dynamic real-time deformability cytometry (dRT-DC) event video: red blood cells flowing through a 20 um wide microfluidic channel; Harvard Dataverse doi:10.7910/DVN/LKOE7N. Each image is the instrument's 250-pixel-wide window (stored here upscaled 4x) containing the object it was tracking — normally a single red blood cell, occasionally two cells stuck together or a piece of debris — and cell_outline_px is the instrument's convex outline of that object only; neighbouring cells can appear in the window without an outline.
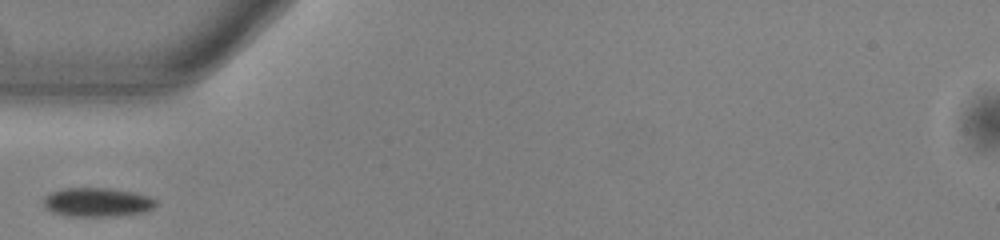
{"species": "common noctule bat (a hibernating species)", "species_latin": "Nyctalus noctula", "temperature_condition": "warm", "stored_images_in_passage": 27, "camera_frame_rate_fps": 3000, "um_per_image_px": 0.085, "animal": {"sex": "male", "body_mass_g": 13.0, "forearm_length_mm": 53.1}, "frame": {"image": 1, "passage_image": 1, "time_ms": 0.0, "image_size_px": [1000, 240], "cell_outline_px": [[156, 204], [152, 208], [144, 212], [112, 216], [68, 216], [52, 212], [44, 204], [44, 196], [52, 192], [64, 188], [108, 188], [132, 192], [148, 196], [156, 200]], "centroid_in_image_um": [8.25, 17.19], "position_along_channel_um": 76.7, "area_um2": 18.73}}
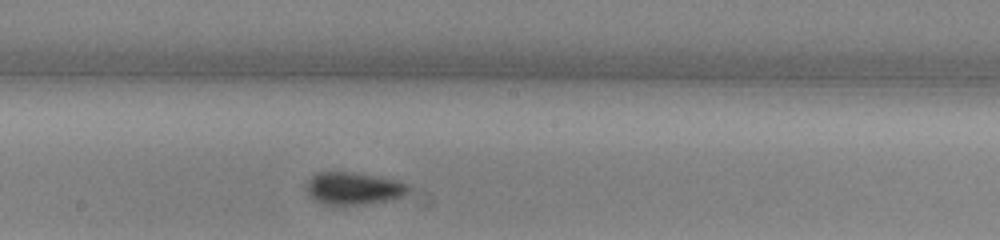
{"frame": {"image": 2, "passage_image": 12, "time_ms": 3.667, "image_size_px": [1000, 240], "cell_outline_px": [[412, 188], [404, 196], [388, 200], [364, 204], [324, 204], [312, 200], [308, 196], [304, 188], [308, 180], [316, 172], [356, 172], [400, 180], [408, 184]], "centroid_in_image_um": [30.04, 16.0], "position_along_channel_um": 218.2, "area_um2": 19.71}}
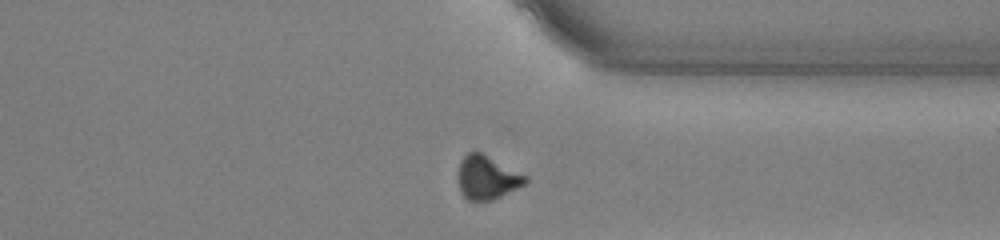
{"frame": {"image": 3, "passage_image": 24, "time_ms": 7.667, "image_size_px": [1000, 240], "cell_outline_px": [[528, 180], [524, 184], [492, 200], [468, 200], [460, 192], [456, 180], [456, 172], [460, 160], [468, 152], [480, 152], [528, 176]], "centroid_in_image_um": [41.33, 15.08], "position_along_channel_um": 370.1, "area_um2": 17.17}}